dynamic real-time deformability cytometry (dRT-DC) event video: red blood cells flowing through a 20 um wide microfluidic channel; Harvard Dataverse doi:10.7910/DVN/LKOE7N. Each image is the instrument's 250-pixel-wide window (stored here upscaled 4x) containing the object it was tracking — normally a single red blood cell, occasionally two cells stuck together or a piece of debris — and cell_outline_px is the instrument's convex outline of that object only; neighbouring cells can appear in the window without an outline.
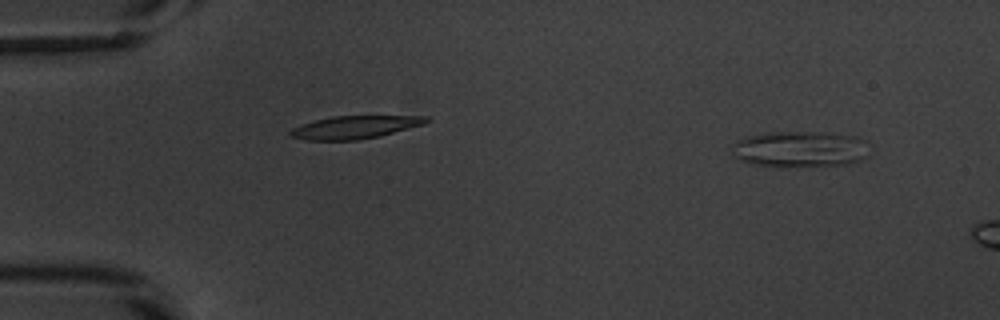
{"species": "common noctule bat (a hibernating species)", "species_latin": "Nyctalus noctula", "temperature_condition": "warm", "stored_images_in_passage": 9, "camera_frame_rate_fps": 3000, "um_per_image_px": 0.085, "animal": {"sex": "male", "body_mass_g": 20.1, "forearm_length_mm": 53.5}, "frame": {"image": 1, "passage_image": 4, "time_ms": 1.0, "image_size_px": [1000, 320], "cell_outline_px": [[872, 144], [868, 156], [860, 160], [848, 164], [796, 168], [780, 168], [752, 164], [740, 160], [736, 156], [732, 144], [736, 140], [748, 136], [764, 132], [820, 132], [856, 136]], "centroid_in_image_um": [68.06, 12.7], "position_along_channel_um": 16.9, "area_um2": 29.82}}